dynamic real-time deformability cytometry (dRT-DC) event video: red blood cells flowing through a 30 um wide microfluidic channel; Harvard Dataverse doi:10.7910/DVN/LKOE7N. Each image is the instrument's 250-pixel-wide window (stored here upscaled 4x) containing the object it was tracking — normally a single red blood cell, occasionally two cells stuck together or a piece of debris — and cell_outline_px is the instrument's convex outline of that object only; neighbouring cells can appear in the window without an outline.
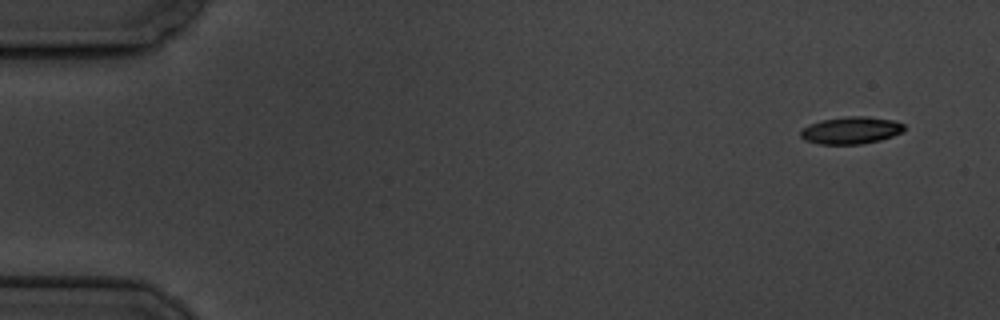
{"species": "common noctule bat (a hibernating species)", "species_latin": "Nyctalus noctula", "temperature_condition": "cold", "stored_images_in_passage": 6, "camera_frame_rate_fps": 3000, "um_per_image_px": 0.085, "animal": {"sex": "male", "body_mass_g": 19.5, "forearm_length_mm": 54.6}, "frame": {"image": 1, "passage_image": 1, "time_ms": 0.0, "image_size_px": [1000, 320], "cell_outline_px": [[904, 132], [880, 140], [864, 144], [820, 144], [804, 140], [800, 136], [800, 132], [808, 124], [820, 120], [848, 116], [868, 116], [892, 120], [904, 124]], "centroid_in_image_um": [72.33, 11.08], "position_along_channel_um": 12.7, "area_um2": 16.53}}